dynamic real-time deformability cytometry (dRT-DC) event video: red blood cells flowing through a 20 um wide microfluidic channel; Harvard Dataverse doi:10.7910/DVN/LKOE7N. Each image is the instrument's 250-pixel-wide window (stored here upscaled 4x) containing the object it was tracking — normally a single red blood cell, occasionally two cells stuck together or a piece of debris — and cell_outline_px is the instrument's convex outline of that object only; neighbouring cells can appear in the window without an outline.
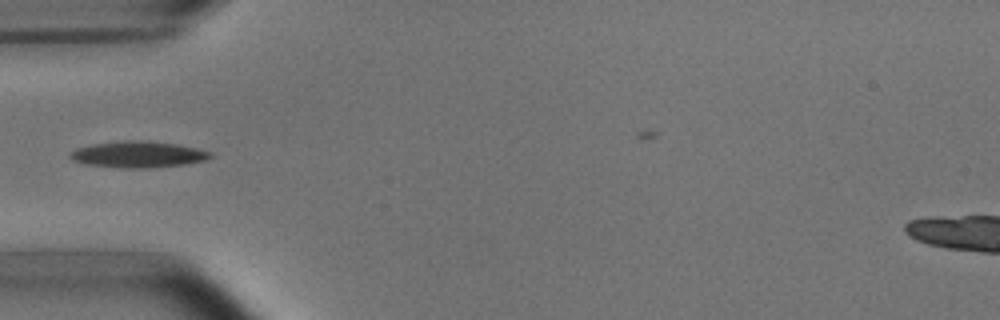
{"species": "common noctule bat (a hibernating species)", "species_latin": "Nyctalus noctula", "temperature_condition": "room temperature", "stored_images_in_passage": 31, "camera_frame_rate_fps": 3000, "um_per_image_px": 0.085, "animal": {"sex": "male", "body_mass_g": 15.6}, "frame": {"image": 1, "passage_image": 1, "time_ms": 0.0, "image_size_px": [1000, 320], "cell_outline_px": [[212, 156], [208, 160], [184, 164], [148, 168], [116, 168], [88, 164], [72, 160], [68, 156], [68, 152], [76, 148], [92, 144], [124, 140], [140, 140], [176, 144], [196, 148], [212, 152]], "centroid_in_image_um": [11.71, 13.13], "position_along_channel_um": 73.3, "area_um2": 21.62}}
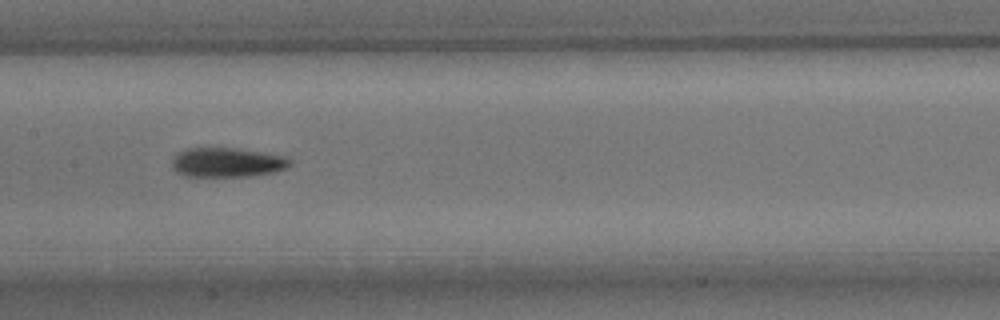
{"frame": {"image": 2, "passage_image": 10, "time_ms": 3.0, "image_size_px": [1000, 320], "cell_outline_px": [[292, 164], [288, 168], [272, 172], [248, 176], [184, 176], [176, 172], [172, 168], [172, 160], [176, 152], [188, 148], [236, 148], [264, 152], [284, 156], [292, 160]], "centroid_in_image_um": [19.29, 13.8], "position_along_channel_um": 188.1, "area_um2": 20.4}}
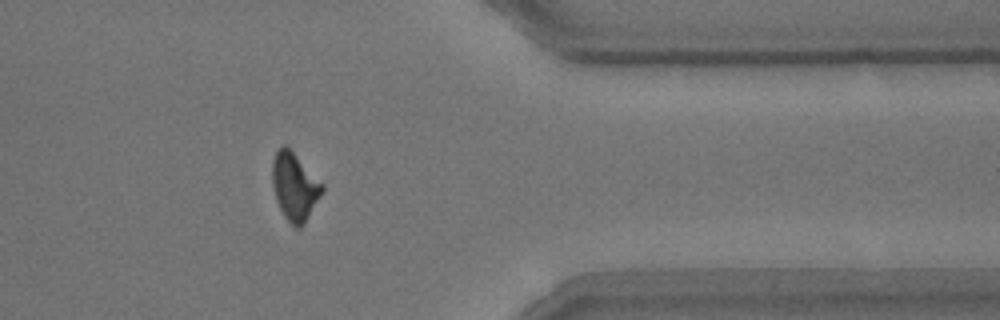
{"frame": {"image": 3, "passage_image": 27, "time_ms": 8.667, "image_size_px": [1000, 320], "cell_outline_px": [[324, 192], [304, 224], [300, 228], [296, 228], [284, 216], [276, 200], [272, 184], [272, 160], [276, 152], [284, 144], [324, 184]], "centroid_in_image_um": [25.06, 15.89], "position_along_channel_um": 386.3, "area_um2": 19.54}}